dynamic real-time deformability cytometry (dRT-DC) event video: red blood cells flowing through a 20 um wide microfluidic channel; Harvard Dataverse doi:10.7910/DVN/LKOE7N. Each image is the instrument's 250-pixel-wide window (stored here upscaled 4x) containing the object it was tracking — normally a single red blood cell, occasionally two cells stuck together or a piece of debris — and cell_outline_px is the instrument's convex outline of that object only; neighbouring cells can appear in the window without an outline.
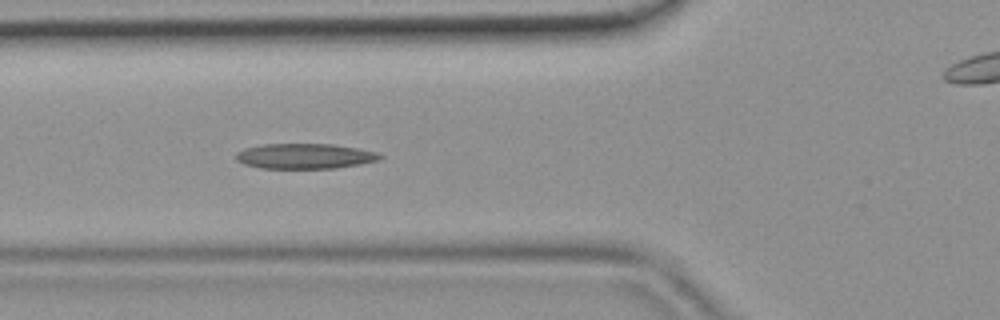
{"species": "common noctule bat (a hibernating species)", "species_latin": "Nyctalus noctula", "temperature_condition": "room temperature", "stored_images_in_passage": 39, "camera_frame_rate_fps": 3000, "um_per_image_px": 0.085, "animal": {"sex": "female", "body_mass_g": 19.9}, "frame": {"image": 1, "passage_image": 9, "time_ms": 2.667, "image_size_px": [1000, 320], "cell_outline_px": [[384, 156], [380, 160], [360, 164], [336, 168], [260, 168], [244, 164], [236, 160], [236, 152], [244, 148], [260, 144], [332, 144], [356, 148], [376, 152]], "centroid_in_image_um": [25.89, 13.27], "position_along_channel_um": 99.9, "area_um2": 21.21}}
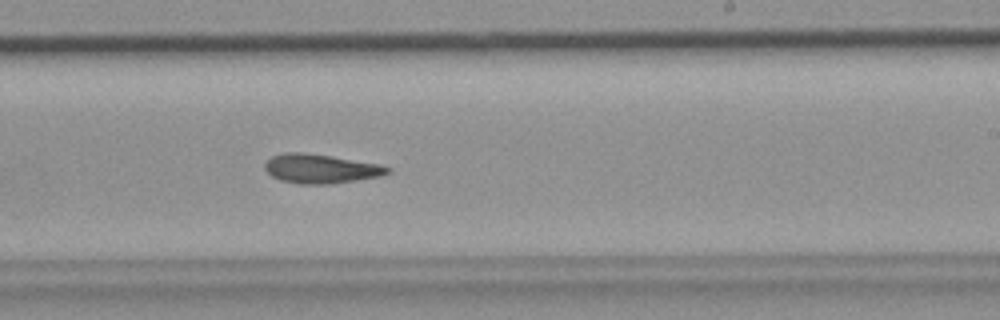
{"frame": {"image": 2, "passage_image": 20, "time_ms": 6.333, "image_size_px": [1000, 320], "cell_outline_px": [[392, 172], [384, 176], [328, 184], [296, 184], [280, 180], [272, 176], [264, 168], [264, 164], [272, 156], [284, 152], [304, 152], [332, 156], [380, 164], [392, 168]], "centroid_in_image_um": [27.29, 14.34], "position_along_channel_um": 261.7, "area_um2": 21.1}}
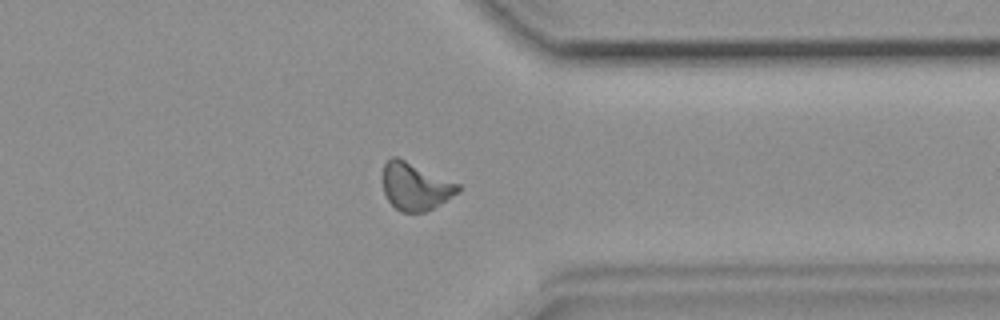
{"frame": {"image": 3, "passage_image": 28, "time_ms": 9.0, "image_size_px": [1000, 320], "cell_outline_px": [[460, 192], [432, 208], [424, 212], [400, 212], [388, 200], [384, 192], [384, 164], [392, 156], [396, 156], [460, 184]], "centroid_in_image_um": [35.31, 15.85], "position_along_channel_um": 376.1, "area_um2": 20.52}}